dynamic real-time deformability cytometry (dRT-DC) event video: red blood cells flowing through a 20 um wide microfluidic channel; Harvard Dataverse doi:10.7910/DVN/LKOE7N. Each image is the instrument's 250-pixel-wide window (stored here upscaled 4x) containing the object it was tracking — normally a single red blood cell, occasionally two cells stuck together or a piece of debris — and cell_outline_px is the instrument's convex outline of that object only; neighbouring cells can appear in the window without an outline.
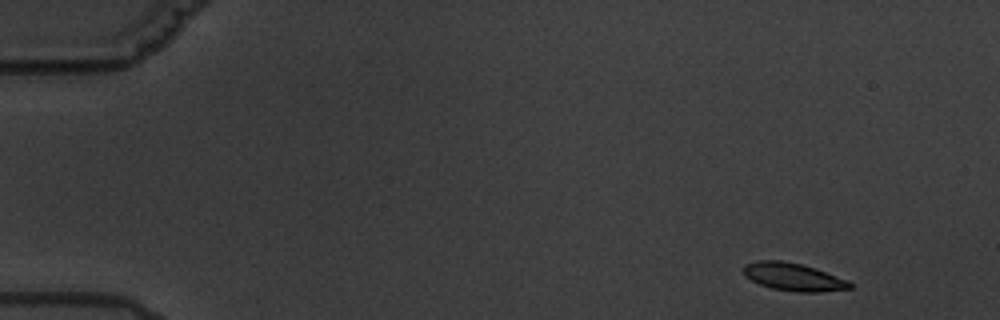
{"species": "common noctule bat (a hibernating species)", "species_latin": "Nyctalus noctula", "temperature_condition": "warm", "stored_images_in_passage": 5, "camera_frame_rate_fps": 3000, "um_per_image_px": 0.085, "animal": {"sex": "male", "body_mass_g": 19.5, "forearm_length_mm": 54.6}, "frame": {"image": 1, "passage_image": 1, "time_ms": 0.0, "image_size_px": [1000, 320], "cell_outline_px": [[852, 288], [820, 292], [800, 292], [772, 288], [760, 284], [744, 276], [744, 264], [756, 260], [780, 260], [800, 264], [816, 268], [848, 280], [852, 284]], "centroid_in_image_um": [67.44, 23.53], "position_along_channel_um": 17.6, "area_um2": 17.17}}
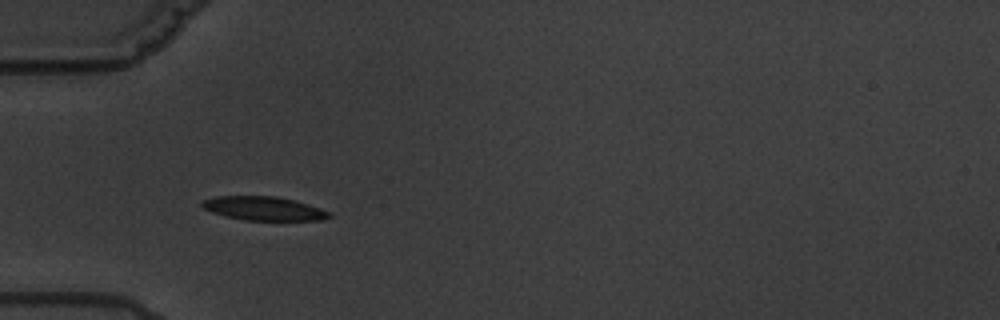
{"frame": {"image": 2, "passage_image": 4, "time_ms": 4.667, "image_size_px": [1000, 320], "cell_outline_px": [[332, 216], [324, 220], [244, 220], [224, 216], [212, 212], [204, 208], [200, 204], [204, 200], [216, 196], [276, 196], [296, 200], [320, 208], [328, 212]], "centroid_in_image_um": [22.42, 17.72], "position_along_channel_um": 62.6, "area_um2": 17.63}}